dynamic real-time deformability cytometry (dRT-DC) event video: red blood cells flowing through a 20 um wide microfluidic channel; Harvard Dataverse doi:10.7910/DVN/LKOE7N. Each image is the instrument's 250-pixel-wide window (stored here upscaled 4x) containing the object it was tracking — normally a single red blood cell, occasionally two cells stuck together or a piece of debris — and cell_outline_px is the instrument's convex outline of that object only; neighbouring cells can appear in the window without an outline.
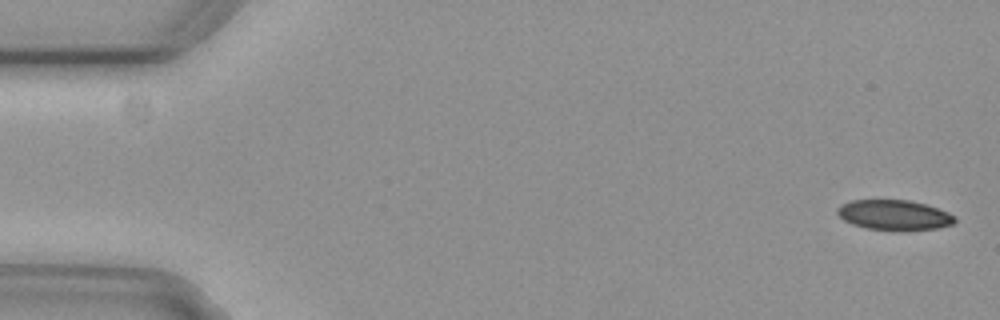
{"species": "common noctule bat (a hibernating species)", "species_latin": "Nyctalus noctula", "temperature_condition": "cold", "stored_images_in_passage": 5, "camera_frame_rate_fps": 3000, "um_per_image_px": 0.085, "animal": {"sex": "female", "body_mass_g": 29.2, "forearm_length_mm": 56.3}, "frame": {"image": 1, "passage_image": 1, "time_ms": 0.0, "image_size_px": [1000, 320], "cell_outline_px": [[956, 220], [952, 224], [936, 228], [868, 228], [852, 224], [844, 220], [836, 212], [836, 208], [852, 200], [908, 200], [924, 204], [948, 212], [956, 216]], "centroid_in_image_um": [75.98, 18.23], "position_along_channel_um": 9.0, "area_um2": 19.71}}
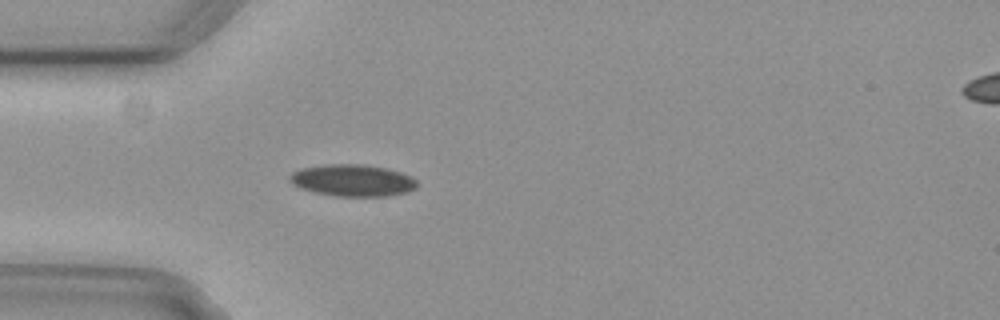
{"frame": {"image": 2, "passage_image": 5, "time_ms": 1.333, "image_size_px": [1000, 320], "cell_outline_px": [[416, 188], [408, 192], [388, 196], [336, 196], [316, 192], [300, 188], [292, 184], [288, 180], [288, 176], [292, 172], [304, 168], [324, 164], [364, 164], [384, 168], [400, 172], [412, 176], [416, 180]], "centroid_in_image_um": [29.96, 15.33], "position_along_channel_um": 55.0, "area_um2": 23.64}}